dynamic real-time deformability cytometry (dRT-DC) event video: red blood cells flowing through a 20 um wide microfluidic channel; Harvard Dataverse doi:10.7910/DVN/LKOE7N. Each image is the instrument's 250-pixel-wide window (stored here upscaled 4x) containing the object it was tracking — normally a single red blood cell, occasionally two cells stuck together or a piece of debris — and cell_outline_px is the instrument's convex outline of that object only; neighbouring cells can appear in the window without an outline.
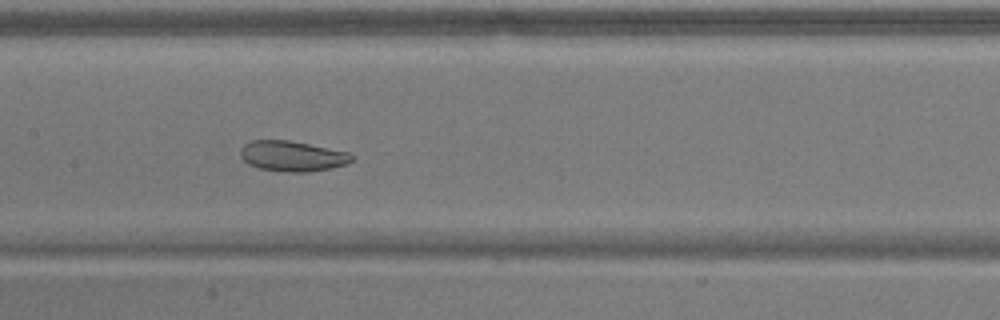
{"species": "common noctule bat (a hibernating species)", "species_latin": "Nyctalus noctula", "temperature_condition": "warm", "stored_images_in_passage": 55, "camera_frame_rate_fps": 3000, "um_per_image_px": 0.085, "animal": {"sex": "male", "body_mass_g": 17.9}, "frame": {"image": 1, "passage_image": 27, "time_ms": 8.667, "image_size_px": [1000, 320], "cell_outline_px": [[356, 156], [352, 160], [344, 164], [332, 168], [308, 172], [284, 172], [260, 168], [248, 164], [240, 156], [240, 148], [244, 144], [252, 140], [288, 140], [348, 152]], "centroid_in_image_um": [24.83, 13.27], "position_along_channel_um": 182.6, "area_um2": 19.71}}
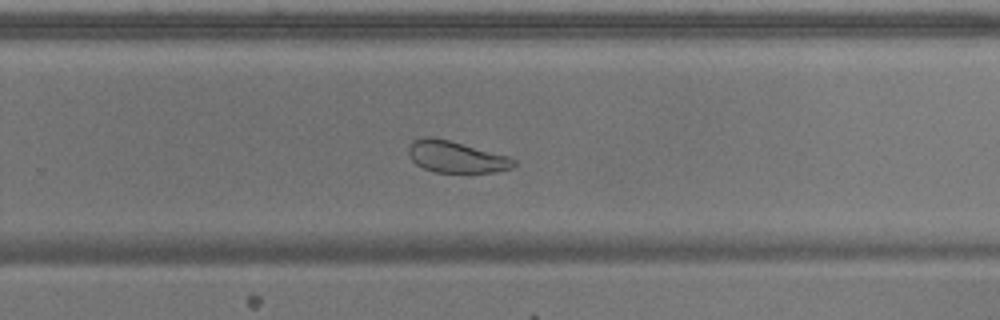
{"frame": {"image": 2, "passage_image": 36, "time_ms": 11.667, "image_size_px": [1000, 320], "cell_outline_px": [[516, 164], [512, 168], [496, 172], [436, 172], [424, 168], [416, 164], [408, 156], [408, 148], [412, 140], [424, 136], [432, 136], [512, 156], [516, 160]], "centroid_in_image_um": [38.79, 13.32], "position_along_channel_um": 291.0, "area_um2": 19.65}}
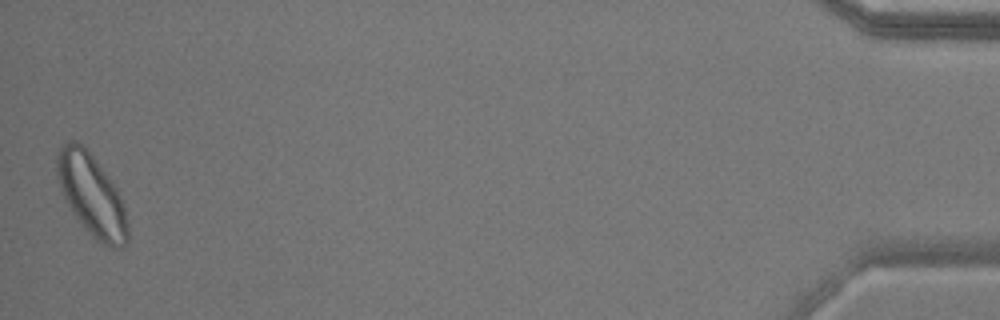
{"frame": {"image": 3, "passage_image": 55, "time_ms": 18.0, "image_size_px": [1000, 320], "cell_outline_px": [[128, 240], [124, 248], [112, 248], [96, 240], [84, 228], [64, 200], [56, 176], [56, 152], [64, 144], [72, 140], [76, 140], [92, 156], [116, 188], [120, 196], [124, 208], [128, 224]], "centroid_in_image_um": [7.77, 16.62], "position_along_channel_um": 427.4, "area_um2": 33.47}, "authors_computed_cell_mechanics": {"area_um2": 27.9174, "velocity_mm_per_s": 3.6275, "shape_relaxation_time_tau1_ms": null, "shape_relaxation_time_tau2_ms": 3.4274, "deformation_change_tau1": null, "deformation_change_tau2": 0.0919}}